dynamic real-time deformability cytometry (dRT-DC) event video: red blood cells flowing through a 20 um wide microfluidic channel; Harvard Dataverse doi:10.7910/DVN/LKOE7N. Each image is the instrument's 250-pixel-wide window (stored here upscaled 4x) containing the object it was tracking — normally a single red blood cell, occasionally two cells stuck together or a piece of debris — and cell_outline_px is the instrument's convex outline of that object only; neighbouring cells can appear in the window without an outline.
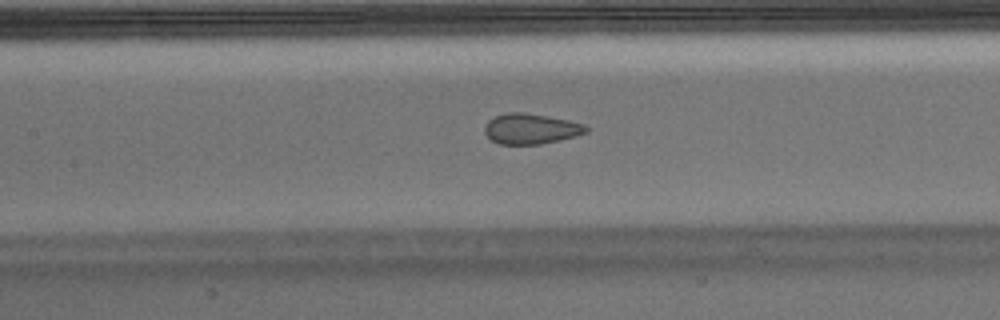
{"species": "Egyptian fruit bat (a non-hibernating species)", "species_latin": "Rousettus aegyptiacus", "temperature_condition": "warm", "stored_images_in_passage": 38, "camera_frame_rate_fps": 3000, "um_per_image_px": 0.085, "animal": {"sex": "male"}, "frame": {"image": 1, "passage_image": 9, "time_ms": 2.667, "image_size_px": [1000, 320], "cell_outline_px": [[588, 132], [576, 136], [540, 144], [500, 144], [492, 140], [484, 132], [484, 128], [488, 120], [496, 116], [508, 112], [524, 112], [568, 120], [584, 124], [588, 128]], "centroid_in_image_um": [45.12, 10.94], "position_along_channel_um": 162.3, "area_um2": 17.86}}
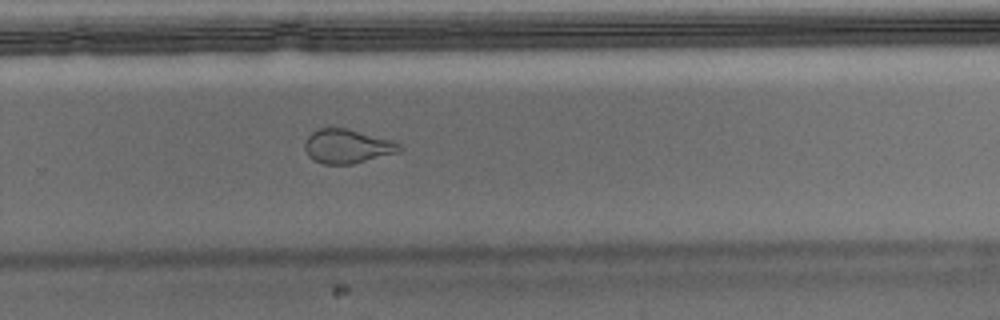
{"frame": {"image": 2, "passage_image": 20, "time_ms": 6.333, "image_size_px": [1000, 320], "cell_outline_px": [[404, 148], [400, 152], [352, 164], [324, 164], [312, 160], [308, 156], [304, 148], [304, 140], [312, 132], [320, 128], [348, 128], [392, 140], [400, 144]], "centroid_in_image_um": [29.52, 12.43], "position_along_channel_um": 300.3, "area_um2": 19.02}}
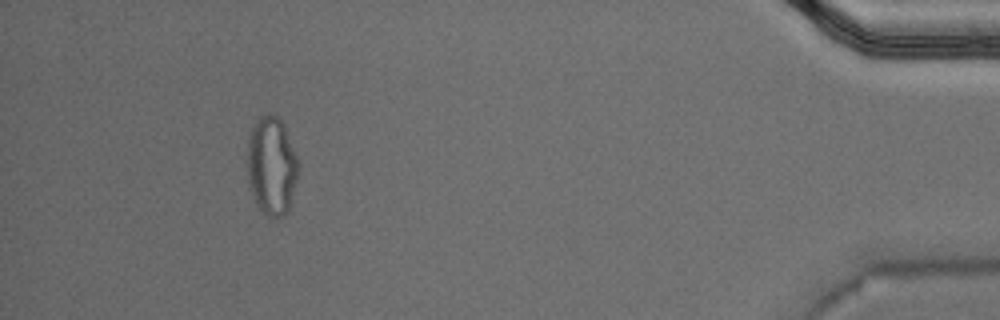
{"frame": {"image": 3, "passage_image": 34, "time_ms": 11.0, "image_size_px": [1000, 320], "cell_outline_px": [[296, 180], [288, 208], [284, 216], [276, 220], [268, 220], [260, 208], [252, 192], [248, 180], [248, 136], [256, 120], [260, 116], [268, 112], [276, 116], [284, 124], [296, 156]], "centroid_in_image_um": [23.06, 14.1], "position_along_channel_um": 412.1, "area_um2": 28.9}}